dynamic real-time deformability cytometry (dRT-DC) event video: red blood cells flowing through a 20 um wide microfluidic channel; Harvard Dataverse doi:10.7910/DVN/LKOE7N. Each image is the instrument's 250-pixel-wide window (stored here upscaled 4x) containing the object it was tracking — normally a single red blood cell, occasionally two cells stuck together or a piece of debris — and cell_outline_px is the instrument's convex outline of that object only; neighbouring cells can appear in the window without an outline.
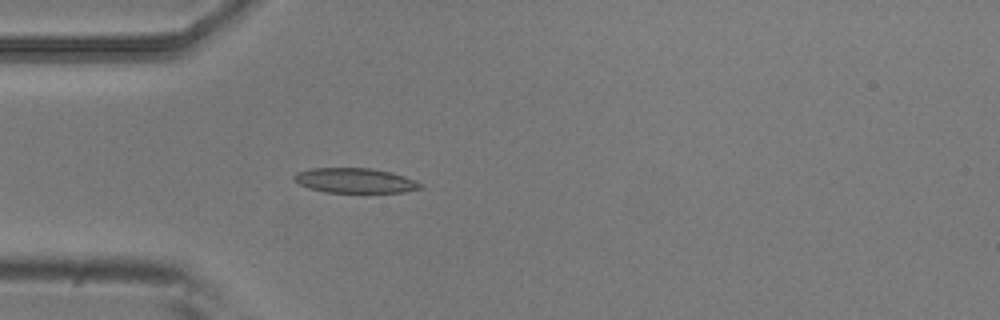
{"species": "common noctule bat (a hibernating species)", "species_latin": "Nyctalus noctula", "temperature_condition": "room temperature", "stored_images_in_passage": 2, "camera_frame_rate_fps": 3000, "um_per_image_px": 0.085, "animal": {"sex": "male", "body_mass_g": 20.5, "forearm_length_mm": 52.5}, "frame": {"image": 1, "passage_image": 2, "time_ms": 0.333, "image_size_px": [1000, 320], "cell_outline_px": [[424, 188], [404, 192], [324, 192], [308, 188], [300, 184], [292, 176], [296, 172], [312, 168], [372, 168], [392, 172], [404, 176], [424, 184]], "centroid_in_image_um": [30.21, 15.34], "position_along_channel_um": 54.8, "area_um2": 18.38}}